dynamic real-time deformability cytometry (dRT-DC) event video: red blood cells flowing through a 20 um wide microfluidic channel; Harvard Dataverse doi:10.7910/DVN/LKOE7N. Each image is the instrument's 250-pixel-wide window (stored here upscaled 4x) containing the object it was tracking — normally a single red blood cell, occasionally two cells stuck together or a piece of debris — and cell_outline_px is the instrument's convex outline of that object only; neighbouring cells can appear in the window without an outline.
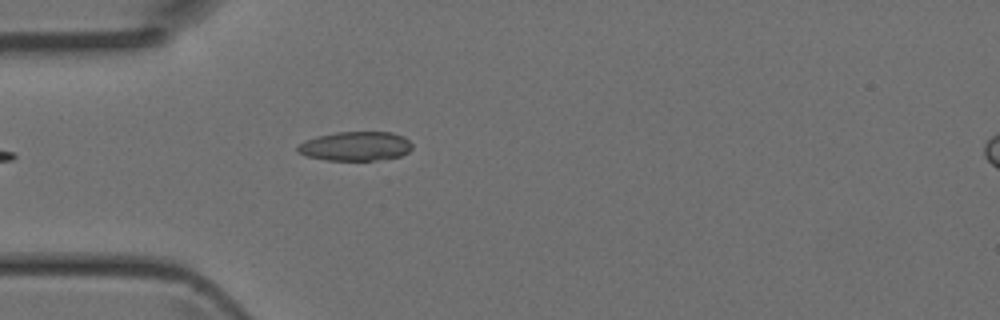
{"species": "Egyptian fruit bat (a non-hibernating species)", "species_latin": "Rousettus aegyptiacus", "temperature_condition": "room temperature", "stored_images_in_passage": 4, "segment_of_instrument_passage": [1, 2], "camera_frame_rate_fps": 3000, "um_per_image_px": 0.085, "animal": {"sex": "female"}, "frame": {"image": 1, "passage_image": 3, "time_ms": 0.667, "image_size_px": [1000, 320], "cell_outline_px": [[412, 148], [408, 152], [400, 156], [376, 160], [328, 160], [308, 156], [296, 152], [296, 148], [304, 140], [316, 136], [336, 132], [392, 132], [404, 136], [412, 144]], "centroid_in_image_um": [30.21, 12.42], "position_along_channel_um": 54.8, "area_um2": 19.54}}